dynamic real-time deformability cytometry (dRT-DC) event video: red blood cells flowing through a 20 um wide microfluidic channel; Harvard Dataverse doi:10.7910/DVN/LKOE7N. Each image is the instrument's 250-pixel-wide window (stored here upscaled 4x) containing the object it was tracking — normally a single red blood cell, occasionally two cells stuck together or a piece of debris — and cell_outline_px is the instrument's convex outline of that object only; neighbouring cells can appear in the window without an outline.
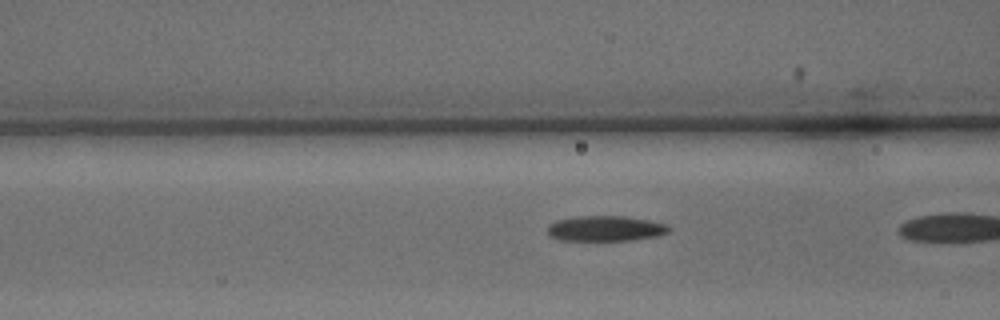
{"species": "common noctule bat (a hibernating species)", "species_latin": "Nyctalus noctula", "temperature_condition": "warm", "stored_images_in_passage": 16, "camera_frame_rate_fps": 3000, "um_per_image_px": 0.085, "animal": {"sex": "male", "body_mass_g": 15.6}, "frame": {"image": 1, "passage_image": 15, "time_ms": 4.667, "image_size_px": [1000, 320], "cell_outline_px": [[672, 228], [668, 232], [656, 236], [632, 240], [560, 240], [548, 236], [548, 224], [556, 220], [576, 216], [624, 216], [648, 220], [664, 224]], "centroid_in_image_um": [51.42, 19.42], "position_along_channel_um": 115.2, "area_um2": 17.92}}